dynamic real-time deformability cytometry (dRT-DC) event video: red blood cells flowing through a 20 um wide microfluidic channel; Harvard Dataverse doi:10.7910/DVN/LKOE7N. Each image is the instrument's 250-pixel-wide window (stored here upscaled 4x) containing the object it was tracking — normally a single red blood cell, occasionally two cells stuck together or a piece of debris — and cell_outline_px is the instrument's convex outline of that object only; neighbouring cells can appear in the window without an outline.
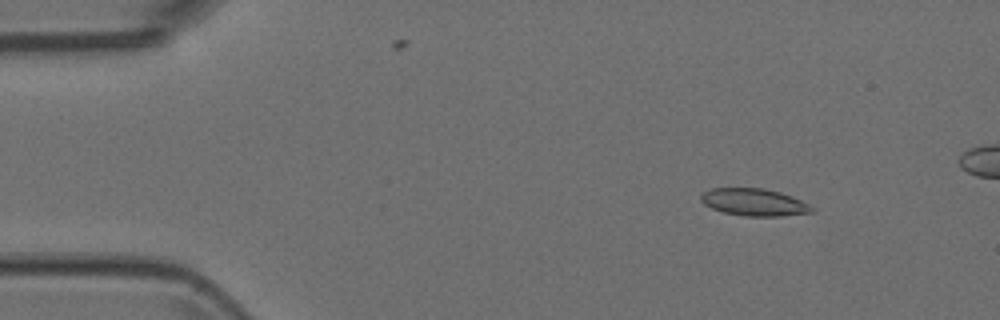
{"species": "Egyptian fruit bat (a non-hibernating species)", "species_latin": "Rousettus aegyptiacus", "temperature_condition": "room temperature", "stored_images_in_passage": 5, "camera_frame_rate_fps": 3000, "um_per_image_px": 0.085, "animal": {"sex": "female"}, "frame": {"image": 1, "passage_image": 2, "time_ms": 0.333, "image_size_px": [1000, 320], "cell_outline_px": [[816, 208], [812, 212], [780, 216], [744, 216], [724, 212], [712, 208], [704, 204], [700, 200], [700, 196], [704, 192], [712, 188], [764, 188], [780, 192], [800, 200]], "centroid_in_image_um": [64.09, 17.19], "position_along_channel_um": 20.9, "area_um2": 17.51}}